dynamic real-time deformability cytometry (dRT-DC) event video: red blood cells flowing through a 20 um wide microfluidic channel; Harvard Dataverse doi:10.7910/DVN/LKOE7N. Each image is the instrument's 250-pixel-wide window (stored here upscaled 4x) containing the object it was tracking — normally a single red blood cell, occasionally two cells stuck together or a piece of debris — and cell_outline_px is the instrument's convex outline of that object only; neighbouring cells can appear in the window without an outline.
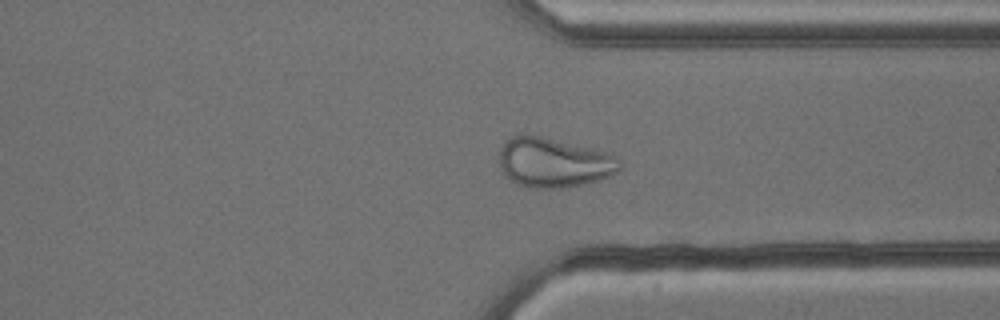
{"species": "common noctule bat (a hibernating species)", "species_latin": "Nyctalus noctula", "temperature_condition": "cold", "stored_images_in_passage": 54, "camera_frame_rate_fps": 3000, "um_per_image_px": 0.085, "animal": {"sex": "male", "body_mass_g": 13.3}, "frame": {"image": 1, "passage_image": 41, "time_ms": 13.333, "image_size_px": [1000, 320], "cell_outline_px": [[620, 168], [616, 172], [600, 180], [564, 188], [532, 188], [520, 184], [512, 180], [500, 168], [500, 148], [504, 140], [512, 136], [540, 136], [604, 152], [620, 160]], "centroid_in_image_um": [47.04, 13.83], "position_along_channel_um": 364.4, "area_um2": 34.04}}
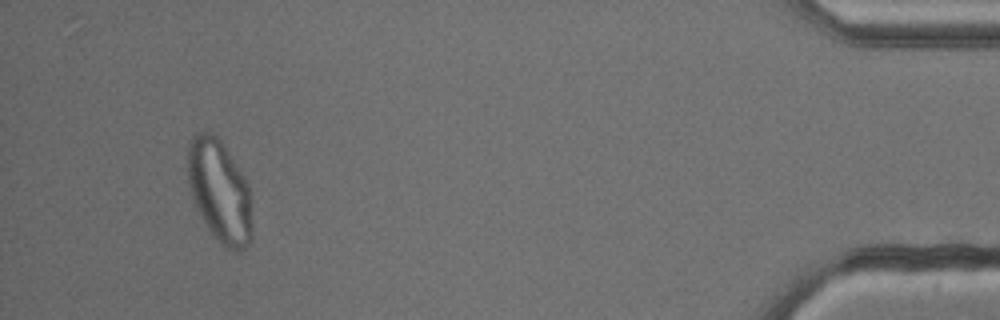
{"frame": {"image": 2, "passage_image": 51, "time_ms": 16.667, "image_size_px": [1000, 320], "cell_outline_px": [[252, 236], [248, 244], [240, 252], [232, 252], [224, 248], [216, 240], [208, 228], [196, 208], [192, 196], [188, 180], [188, 148], [192, 136], [196, 132], [212, 132], [220, 140], [244, 176], [248, 184], [252, 228]], "centroid_in_image_um": [18.66, 16.29], "position_along_channel_um": 416.5, "area_um2": 38.44}}